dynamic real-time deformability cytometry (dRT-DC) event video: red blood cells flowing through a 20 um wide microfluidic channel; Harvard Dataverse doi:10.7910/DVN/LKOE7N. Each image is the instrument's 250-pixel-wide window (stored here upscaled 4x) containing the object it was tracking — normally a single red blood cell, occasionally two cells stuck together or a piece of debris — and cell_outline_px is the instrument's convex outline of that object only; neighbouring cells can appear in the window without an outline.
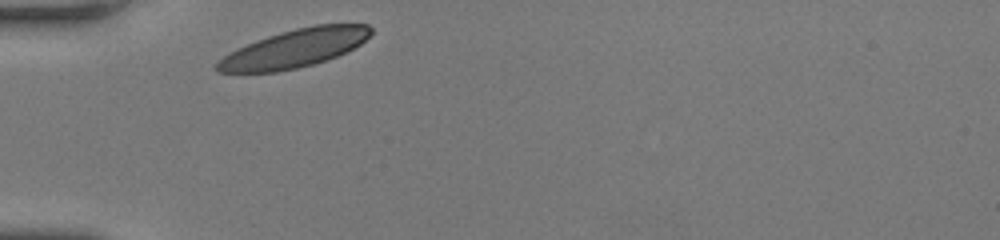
{"species": "human", "species_latin": "Homo sapiens", "temperature_condition": "room temperature", "stored_images_in_passage": 29, "camera_frame_rate_fps": 3000, "um_per_image_px": 0.085, "donor": {"sex": "female"}, "frame": {"image": 1, "passage_image": 1, "time_ms": 0.0, "image_size_px": [1000, 240], "cell_outline_px": [[372, 32], [360, 44], [336, 56], [312, 64], [296, 68], [276, 72], [216, 72], [212, 68], [224, 56], [256, 40], [280, 32], [296, 28], [316, 24], [368, 24], [372, 28]], "centroid_in_image_um": [25.03, 4.11], "position_along_channel_um": 60.0, "area_um2": 33.64}}
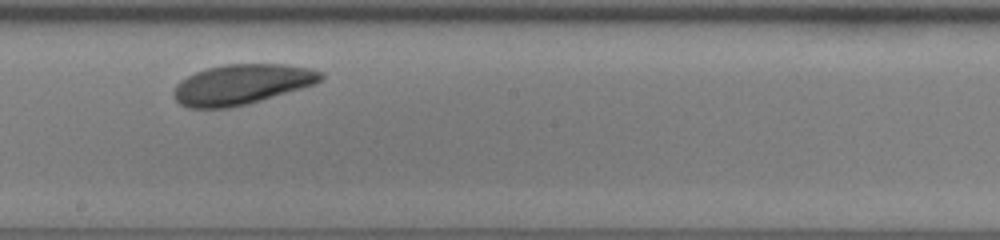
{"frame": {"image": 2, "passage_image": 16, "time_ms": 5.0, "image_size_px": [1000, 240], "cell_outline_px": [[324, 76], [320, 80], [312, 84], [300, 88], [248, 104], [228, 108], [188, 108], [180, 104], [172, 96], [172, 92], [176, 84], [180, 80], [196, 72], [208, 68], [224, 64], [284, 64], [312, 68], [324, 72]], "centroid_in_image_um": [20.51, 7.17], "position_along_channel_um": 227.7, "area_um2": 34.39}}
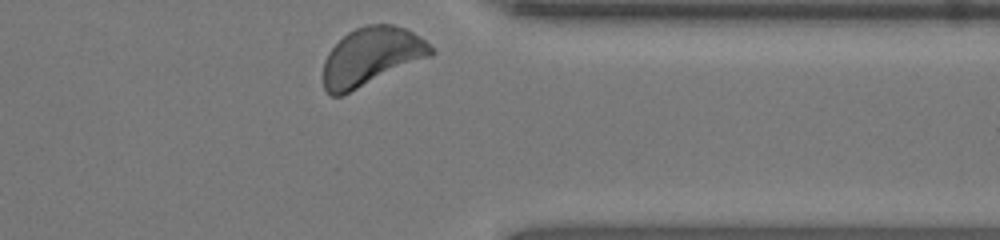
{"frame": {"image": 3, "passage_image": 29, "time_ms": 9.333, "image_size_px": [1000, 240], "cell_outline_px": [[436, 52], [432, 56], [340, 96], [332, 96], [324, 88], [324, 60], [328, 52], [348, 32], [364, 24], [392, 24], [404, 28], [412, 32], [424, 40]], "centroid_in_image_um": [31.57, 4.79], "position_along_channel_um": 379.8, "area_um2": 36.07}, "authors_computed_cell_mechanics": {"area_um2": 34.102, "velocity_mm_per_s": 3.5714, "shape_relaxation_time_tau1_ms": 6.2526, "shape_relaxation_time_tau2_ms": 5.4129, "deformation_change_tau1": 0.1219, "deformation_change_tau2": 0.1092}}